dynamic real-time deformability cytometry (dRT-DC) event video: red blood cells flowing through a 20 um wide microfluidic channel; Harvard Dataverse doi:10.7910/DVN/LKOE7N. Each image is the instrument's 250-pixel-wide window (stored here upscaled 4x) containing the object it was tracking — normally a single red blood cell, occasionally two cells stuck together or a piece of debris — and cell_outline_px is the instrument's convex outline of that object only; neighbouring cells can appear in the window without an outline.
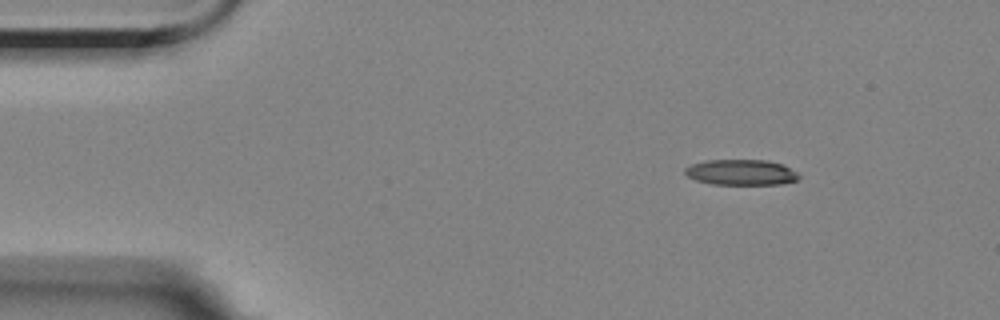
{"species": "Egyptian fruit bat (a non-hibernating species)", "species_latin": "Rousettus aegyptiacus", "temperature_condition": "room temperature", "stored_images_in_passage": 50, "camera_frame_rate_fps": 3000, "um_per_image_px": 0.085, "animal": {"sex": "female"}, "frame": {"image": 1, "passage_image": 1, "time_ms": 0.0, "image_size_px": [1000, 320], "cell_outline_px": [[800, 176], [796, 180], [780, 184], [712, 184], [696, 180], [688, 176], [684, 172], [684, 168], [692, 164], [708, 160], [768, 160], [780, 164], [796, 172]], "centroid_in_image_um": [62.96, 14.65], "position_along_channel_um": 22.0, "area_um2": 16.76}}
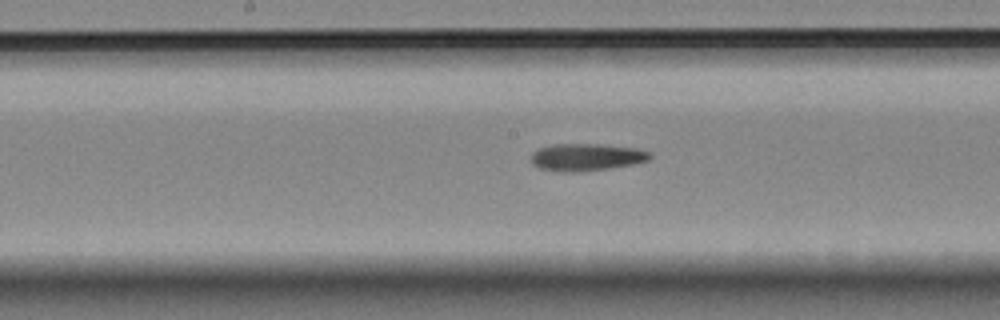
{"frame": {"image": 2, "passage_image": 22, "time_ms": 7.0, "image_size_px": [1000, 320], "cell_outline_px": [[652, 156], [648, 160], [632, 164], [608, 168], [576, 172], [568, 172], [540, 168], [532, 164], [532, 152], [540, 148], [552, 144], [600, 144], [636, 148], [648, 152]], "centroid_in_image_um": [49.83, 13.35], "position_along_channel_um": 198.4, "area_um2": 18.61}}
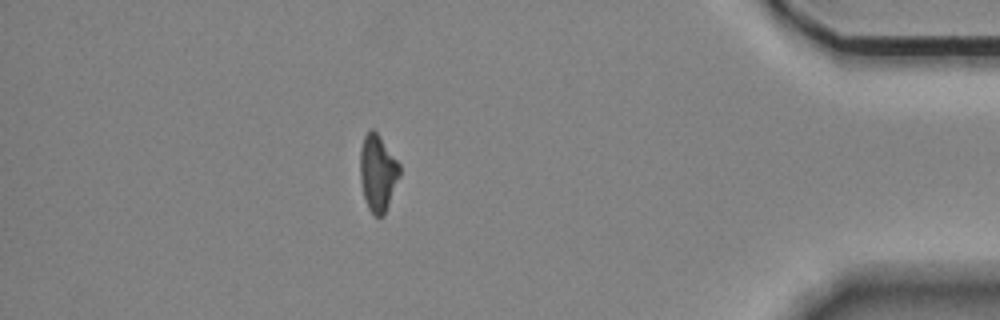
{"frame": {"image": 3, "passage_image": 43, "time_ms": 14.0, "image_size_px": [1000, 320], "cell_outline_px": [[400, 176], [384, 216], [376, 216], [368, 208], [364, 196], [360, 180], [360, 148], [364, 136], [372, 128], [380, 136], [400, 164]], "centroid_in_image_um": [32.11, 14.69], "position_along_channel_um": 403.1, "area_um2": 17.63}}